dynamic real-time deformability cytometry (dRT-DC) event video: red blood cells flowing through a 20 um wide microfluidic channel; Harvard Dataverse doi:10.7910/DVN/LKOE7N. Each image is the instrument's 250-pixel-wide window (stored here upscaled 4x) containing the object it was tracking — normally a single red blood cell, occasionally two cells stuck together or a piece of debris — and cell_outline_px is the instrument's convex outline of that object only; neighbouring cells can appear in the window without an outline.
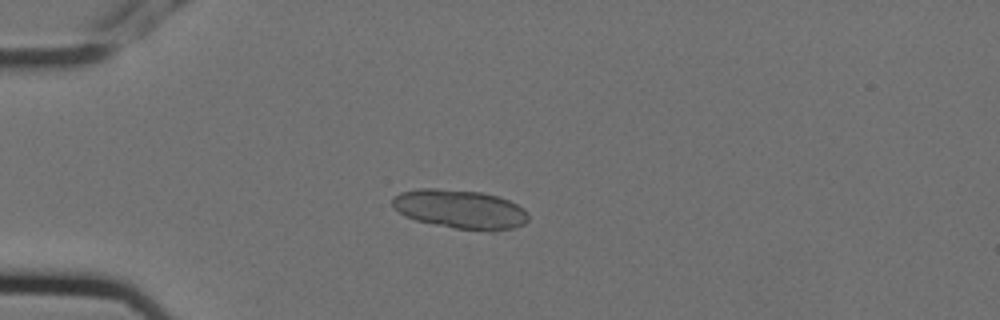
{"species": "Egyptian fruit bat (a non-hibernating species)", "species_latin": "Rousettus aegyptiacus", "temperature_condition": "cold", "stored_images_in_passage": 9, "camera_frame_rate_fps": 3000, "um_per_image_px": 0.085, "animal": {"sex": "female"}, "frame": {"image": 1, "passage_image": 4, "time_ms": 1.0, "image_size_px": [1000, 320], "cell_outline_px": [[528, 220], [524, 224], [516, 228], [492, 232], [488, 232], [456, 228], [416, 220], [404, 216], [392, 204], [392, 196], [400, 192], [416, 188], [436, 188], [480, 192], [496, 196], [508, 200], [524, 208], [528, 212]], "centroid_in_image_um": [39.13, 17.79], "position_along_channel_um": 45.9, "area_um2": 31.1}}
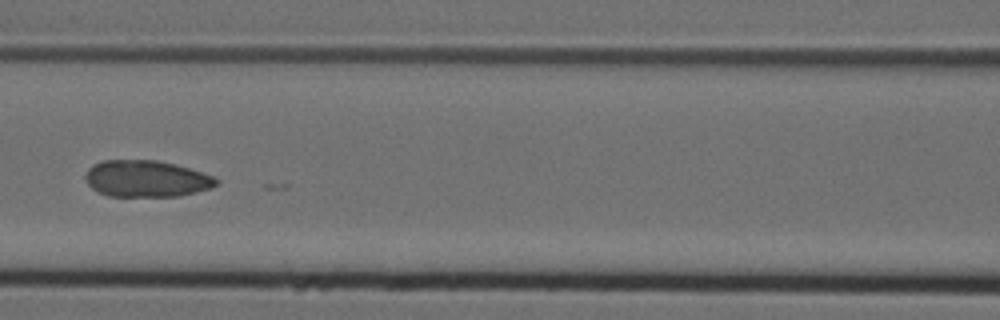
{"frame": {"image": 2, "passage_image": 7, "time_ms": 2.0, "image_size_px": [1000, 320], "cell_outline_px": [[220, 180], [212, 188], [176, 196], [108, 196], [92, 188], [84, 180], [84, 176], [88, 168], [92, 164], [104, 160], [156, 160], [176, 164], [212, 176]], "centroid_in_image_um": [12.4, 15.18], "position_along_channel_um": 154.2, "area_um2": 27.86}}
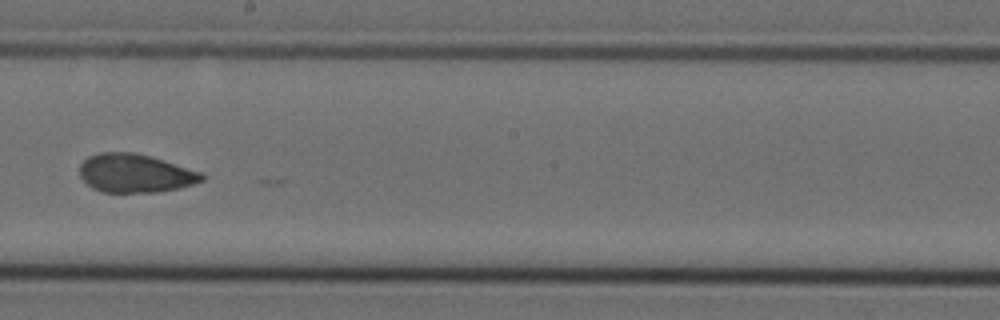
{"frame": {"image": 3, "passage_image": 9, "time_ms": 2.667, "image_size_px": [1000, 320], "cell_outline_px": [[204, 180], [180, 188], [156, 192], [104, 192], [92, 188], [80, 176], [80, 164], [88, 156], [100, 152], [132, 152], [152, 156], [204, 172]], "centroid_in_image_um": [11.52, 14.72], "position_along_channel_um": 236.7, "area_um2": 27.63}}